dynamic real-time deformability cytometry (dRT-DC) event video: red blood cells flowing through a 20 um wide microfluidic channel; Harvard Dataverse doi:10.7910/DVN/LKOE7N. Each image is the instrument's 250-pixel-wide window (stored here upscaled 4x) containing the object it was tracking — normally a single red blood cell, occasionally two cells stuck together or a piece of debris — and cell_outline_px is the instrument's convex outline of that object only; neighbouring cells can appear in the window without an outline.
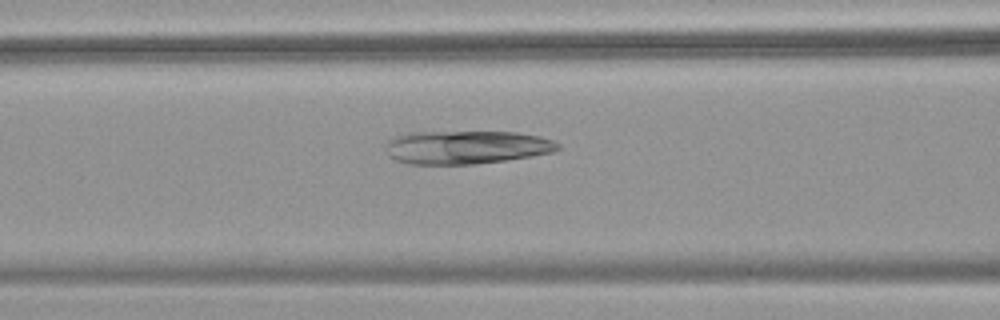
{"species": "common noctule bat (a hibernating species)", "species_latin": "Nyctalus noctula", "temperature_condition": "warm", "stored_images_in_passage": 53, "camera_frame_rate_fps": 3000, "um_per_image_px": 0.085, "animal": {"sex": "female", "body_mass_g": 18.4}, "frame": {"image": 1, "passage_image": 23, "time_ms": 7.333, "image_size_px": [1000, 320], "cell_outline_px": [[560, 148], [552, 152], [532, 156], [508, 160], [476, 164], [412, 164], [396, 160], [388, 156], [388, 140], [396, 136], [408, 132], [516, 132], [540, 136], [552, 140], [560, 144]], "centroid_in_image_um": [39.67, 12.51], "position_along_channel_um": 126.9, "area_um2": 33.47}}
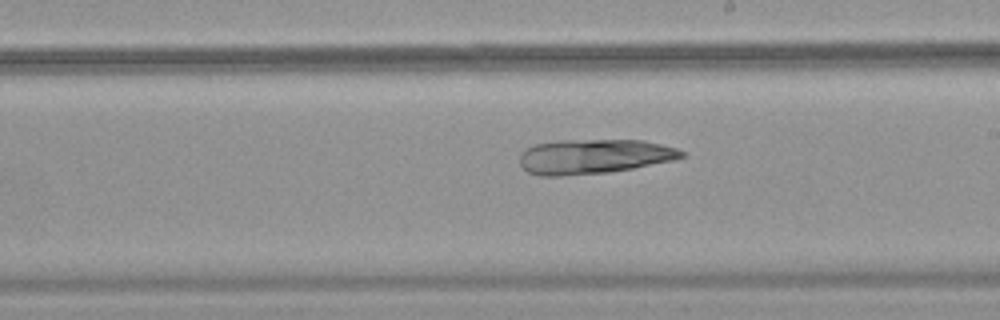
{"frame": {"image": 2, "passage_image": 32, "time_ms": 10.333, "image_size_px": [1000, 320], "cell_outline_px": [[684, 156], [672, 160], [632, 168], [608, 172], [560, 176], [540, 176], [528, 172], [520, 164], [520, 152], [524, 148], [532, 144], [560, 140], [644, 140], [676, 148], [684, 152]], "centroid_in_image_um": [50.4, 13.29], "position_along_channel_um": 238.6, "area_um2": 32.71}}
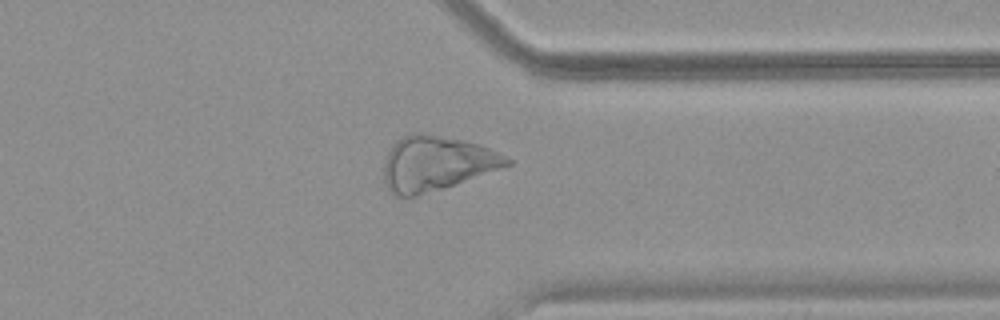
{"frame": {"image": 3, "passage_image": 43, "time_ms": 14.0, "image_size_px": [1000, 320], "cell_outline_px": [[512, 164], [456, 184], [444, 188], [416, 196], [396, 196], [388, 188], [384, 180], [384, 164], [388, 152], [404, 136], [416, 132], [424, 132], [464, 140], [480, 144], [512, 160]], "centroid_in_image_um": [37.09, 13.89], "position_along_channel_um": 374.3, "area_um2": 38.78}}